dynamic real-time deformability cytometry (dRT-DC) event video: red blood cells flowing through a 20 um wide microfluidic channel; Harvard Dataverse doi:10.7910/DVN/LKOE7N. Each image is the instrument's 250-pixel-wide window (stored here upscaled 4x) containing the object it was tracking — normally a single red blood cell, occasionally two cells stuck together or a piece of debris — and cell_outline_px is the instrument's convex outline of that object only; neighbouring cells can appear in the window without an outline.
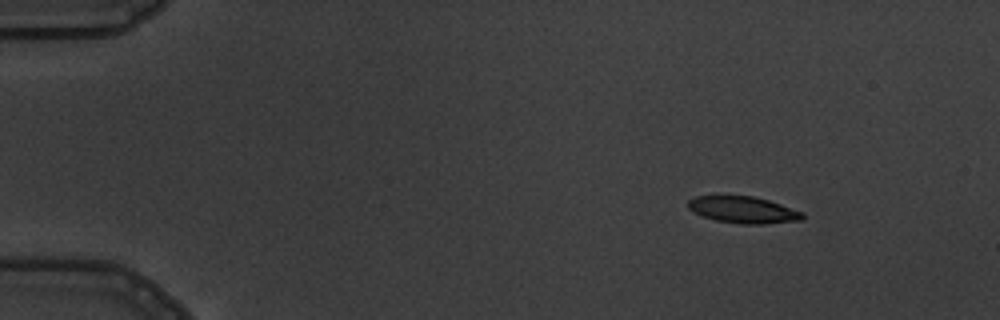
{"species": "common noctule bat (a hibernating species)", "species_latin": "Nyctalus noctula", "temperature_condition": "warm", "stored_images_in_passage": 4, "camera_frame_rate_fps": 3000, "um_per_image_px": 0.085, "animal": {"sex": "male", "body_mass_g": 19.5, "forearm_length_mm": 54.6}, "frame": {"image": 1, "passage_image": 1, "time_ms": 0.0, "image_size_px": [1000, 320], "cell_outline_px": [[804, 220], [764, 224], [740, 224], [716, 220], [704, 216], [688, 208], [688, 200], [696, 196], [752, 196], [768, 200], [804, 212]], "centroid_in_image_um": [63.22, 17.84], "position_along_channel_um": 21.8, "area_um2": 17.69}}
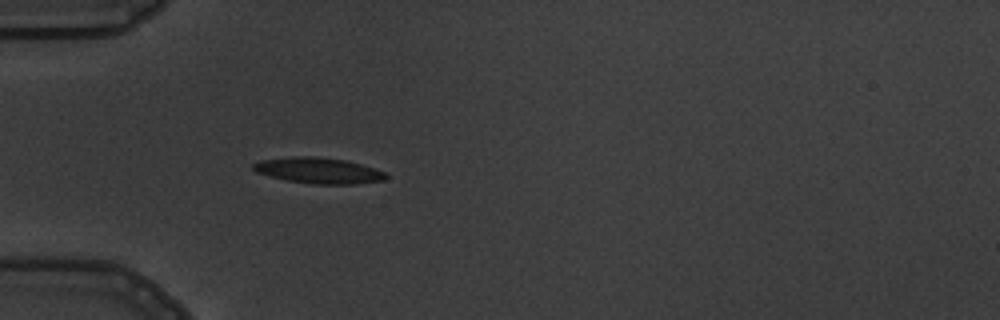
{"frame": {"image": 2, "passage_image": 4, "time_ms": 3.333, "image_size_px": [1000, 320], "cell_outline_px": [[388, 176], [384, 180], [356, 184], [312, 184], [288, 180], [256, 172], [252, 168], [252, 164], [260, 160], [296, 156], [312, 156], [344, 160], [360, 164], [384, 172]], "centroid_in_image_um": [27.06, 14.5], "position_along_channel_um": 57.9, "area_um2": 19.71}}